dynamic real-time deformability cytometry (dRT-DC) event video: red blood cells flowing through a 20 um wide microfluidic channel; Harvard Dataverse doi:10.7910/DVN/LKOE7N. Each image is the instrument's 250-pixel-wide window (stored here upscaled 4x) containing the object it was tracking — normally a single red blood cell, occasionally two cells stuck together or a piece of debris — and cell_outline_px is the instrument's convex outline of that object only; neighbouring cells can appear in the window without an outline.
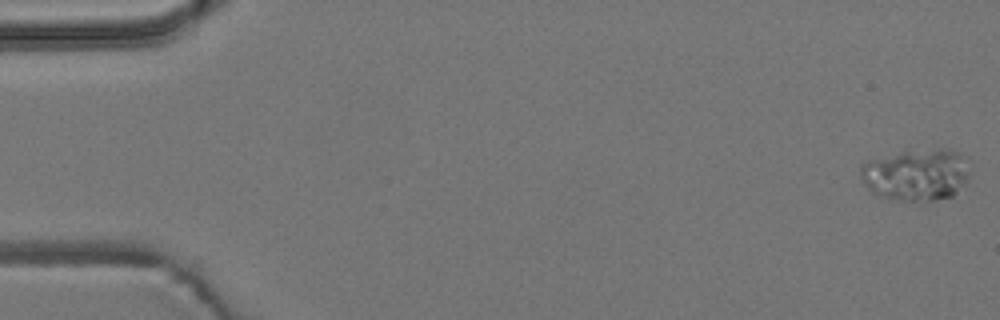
{"species": "common noctule bat (a hibernating species)", "species_latin": "Nyctalus noctula", "temperature_condition": "room temperature", "stored_images_in_passage": 7, "camera_frame_rate_fps": 3000, "um_per_image_px": 0.085, "animal": {"sex": "male", "body_mass_g": 19.2, "forearm_length_mm": 51.8}, "frame": {"image": 1, "passage_image": 1, "time_ms": 0.0, "image_size_px": [1000, 320], "cell_outline_px": [[972, 164], [968, 184], [952, 196], [920, 204], [896, 200], [876, 196], [864, 184], [860, 176], [860, 164], [868, 160], [900, 152], [936, 148], [948, 148], [960, 152]], "centroid_in_image_um": [77.96, 14.87], "position_along_channel_um": 7.0, "area_um2": 34.56}}
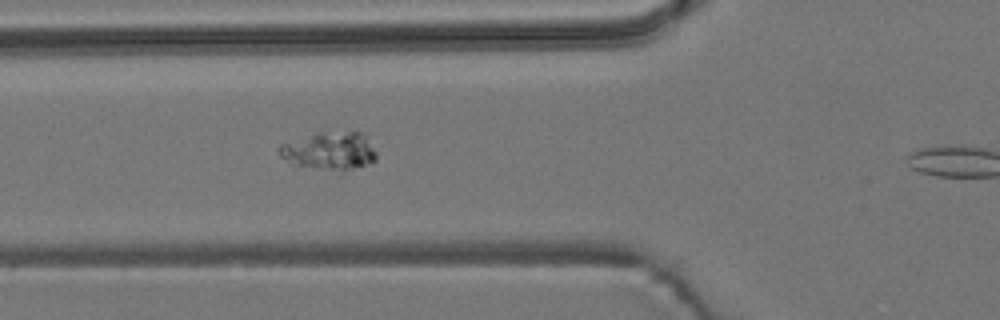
{"frame": {"image": 2, "passage_image": 6, "time_ms": 1.667, "image_size_px": [1000, 320], "cell_outline_px": [[376, 160], [352, 168], [320, 168], [292, 164], [280, 156], [276, 148], [280, 144], [320, 132], [364, 132], [376, 152]], "centroid_in_image_um": [27.99, 12.78], "position_along_channel_um": 97.8, "area_um2": 20.75}}